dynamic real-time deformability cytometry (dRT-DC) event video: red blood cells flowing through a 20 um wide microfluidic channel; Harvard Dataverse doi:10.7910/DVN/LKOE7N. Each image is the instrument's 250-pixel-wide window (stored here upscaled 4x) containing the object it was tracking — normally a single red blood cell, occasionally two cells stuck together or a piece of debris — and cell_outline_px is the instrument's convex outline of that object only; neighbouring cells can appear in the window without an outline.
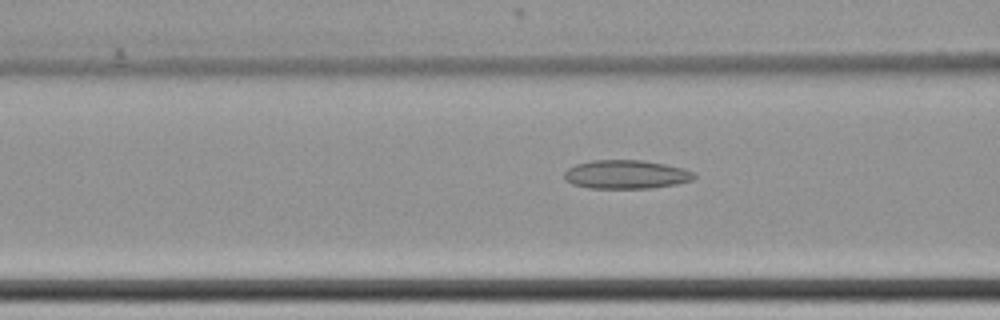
{"species": "common noctule bat (a hibernating species)", "species_latin": "Nyctalus noctula", "temperature_condition": "cold", "stored_images_in_passage": 49, "camera_frame_rate_fps": 3000, "um_per_image_px": 0.085, "animal": {"sex": "female", "body_mass_g": 22.7, "forearm_length_mm": 54.2}, "frame": {"image": 1, "passage_image": 14, "time_ms": 4.333, "image_size_px": [1000, 320], "cell_outline_px": [[696, 176], [692, 180], [676, 184], [652, 188], [588, 188], [572, 184], [564, 180], [564, 172], [568, 168], [576, 164], [592, 160], [640, 160], [664, 164], [684, 168], [696, 172]], "centroid_in_image_um": [53.21, 14.83], "position_along_channel_um": 113.4, "area_um2": 21.85}}
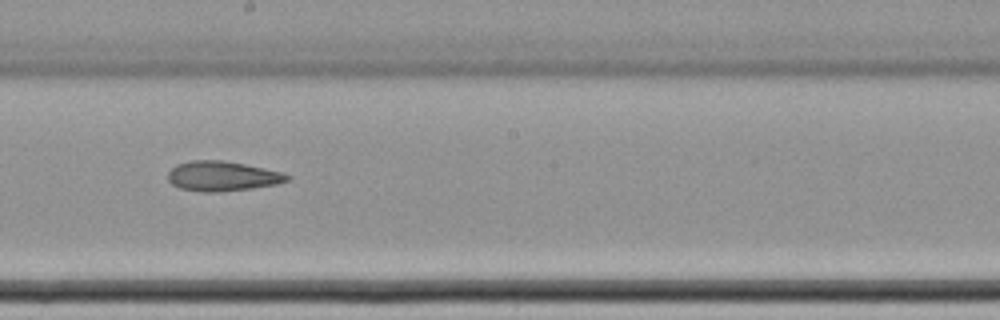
{"frame": {"image": 2, "passage_image": 24, "time_ms": 7.667, "image_size_px": [1000, 320], "cell_outline_px": [[292, 176], [288, 180], [276, 184], [252, 188], [216, 192], [200, 192], [180, 188], [172, 184], [168, 180], [168, 172], [176, 164], [192, 160], [224, 160], [284, 172]], "centroid_in_image_um": [18.9, 14.97], "position_along_channel_um": 229.3, "area_um2": 20.81}}
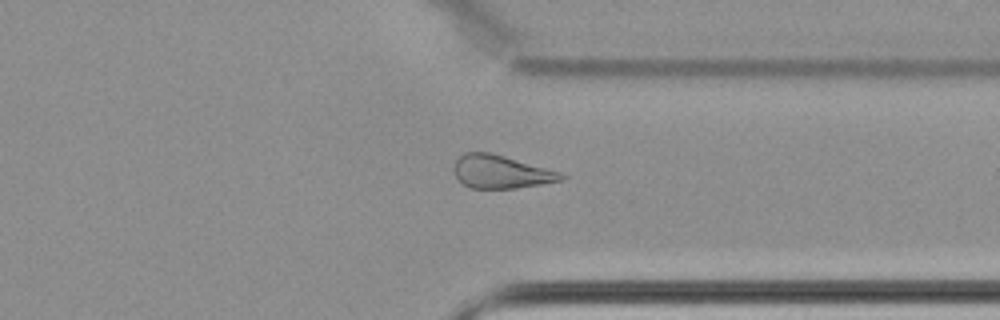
{"frame": {"image": 3, "passage_image": 36, "time_ms": 11.667, "image_size_px": [1000, 320], "cell_outline_px": [[568, 176], [564, 180], [516, 188], [468, 188], [456, 176], [452, 168], [456, 160], [464, 152], [488, 152], [504, 156], [564, 172]], "centroid_in_image_um": [42.62, 14.6], "position_along_channel_um": 368.8, "area_um2": 20.87}}